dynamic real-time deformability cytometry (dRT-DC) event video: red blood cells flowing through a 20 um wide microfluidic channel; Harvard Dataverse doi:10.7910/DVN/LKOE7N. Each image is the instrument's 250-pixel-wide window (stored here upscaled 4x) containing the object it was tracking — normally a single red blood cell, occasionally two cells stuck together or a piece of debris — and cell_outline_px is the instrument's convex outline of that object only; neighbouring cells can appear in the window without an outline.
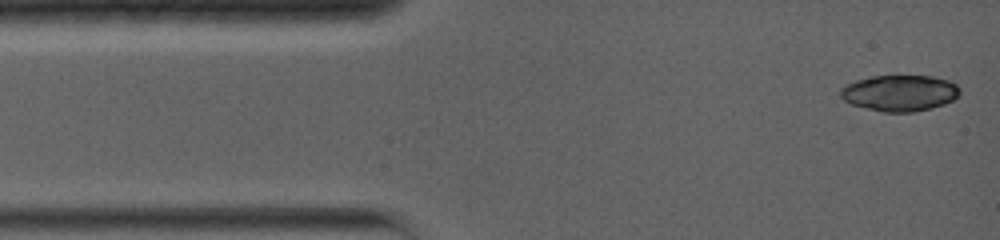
{"species": "common noctule bat (a hibernating species)", "species_latin": "Nyctalus noctula", "temperature_condition": "warm", "stored_images_in_passage": 9, "camera_frame_rate_fps": 5000, "um_per_image_px": 0.085, "animal": {"sex": "female", "body_mass_g": 19.0, "forearm_length_mm": 56.7}, "frame": {"image": 1, "passage_image": 1, "time_ms": 0.0, "image_size_px": [1000, 240], "cell_outline_px": [[960, 92], [952, 100], [944, 104], [932, 108], [912, 112], [884, 112], [852, 104], [844, 100], [840, 96], [840, 88], [856, 80], [872, 76], [932, 76], [948, 80], [956, 84], [960, 88]], "centroid_in_image_um": [76.48, 7.9], "position_along_channel_um": 8.5, "area_um2": 24.97}}
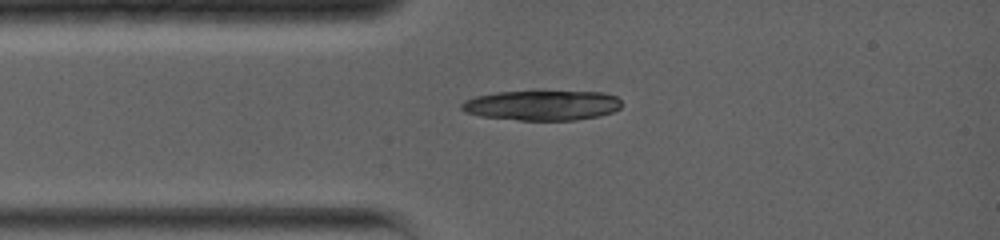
{"frame": {"image": 2, "passage_image": 9, "time_ms": 2.4, "image_size_px": [1000, 240], "cell_outline_px": [[620, 108], [612, 112], [600, 116], [576, 120], [520, 120], [480, 116], [464, 112], [460, 108], [460, 104], [464, 100], [476, 96], [496, 92], [532, 88], [604, 92], [616, 96], [620, 100]], "centroid_in_image_um": [46.06, 8.89], "position_along_channel_um": 38.9, "area_um2": 29.48}}